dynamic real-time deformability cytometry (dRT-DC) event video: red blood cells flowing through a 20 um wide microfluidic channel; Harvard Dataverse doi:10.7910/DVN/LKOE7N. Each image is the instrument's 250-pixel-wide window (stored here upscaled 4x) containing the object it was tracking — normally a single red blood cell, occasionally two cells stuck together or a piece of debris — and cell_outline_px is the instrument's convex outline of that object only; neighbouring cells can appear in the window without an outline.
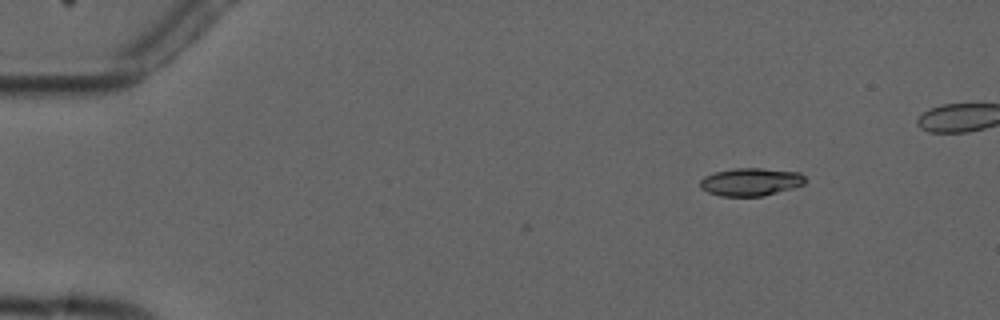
{"species": "common noctule bat (a hibernating species)", "species_latin": "Nyctalus noctula", "temperature_condition": "cold", "stored_images_in_passage": 7, "camera_frame_rate_fps": 3000, "um_per_image_px": 0.085, "animal": {"sex": "male", "forearm_length_mm": 52.5}, "frame": {"image": 1, "passage_image": 2, "time_ms": 1.0, "image_size_px": [1000, 320], "cell_outline_px": [[808, 180], [804, 184], [792, 188], [764, 196], [720, 196], [708, 192], [700, 188], [700, 180], [704, 176], [716, 172], [736, 168], [760, 168], [800, 172]], "centroid_in_image_um": [63.83, 15.46], "position_along_channel_um": 21.2, "area_um2": 17.11}}
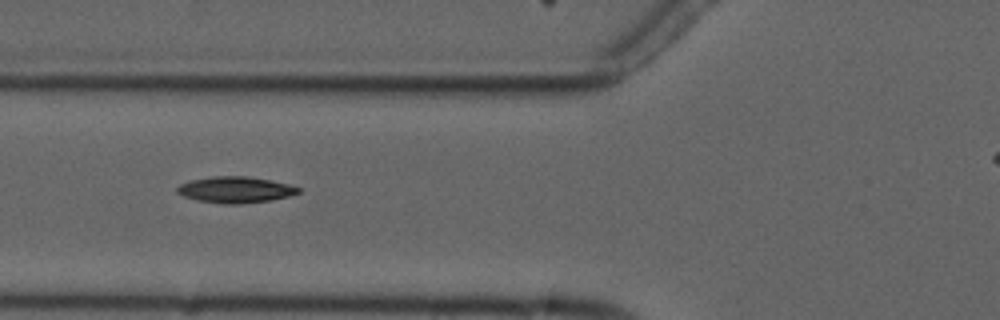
{"frame": {"image": 2, "passage_image": 6, "time_ms": 5.667, "image_size_px": [1000, 320], "cell_outline_px": [[300, 192], [288, 196], [272, 200], [240, 204], [224, 204], [196, 200], [184, 196], [176, 192], [176, 188], [180, 184], [192, 180], [212, 176], [248, 176], [288, 184], [300, 188]], "centroid_in_image_um": [19.99, 16.13], "position_along_channel_um": 105.8, "area_um2": 18.44}}
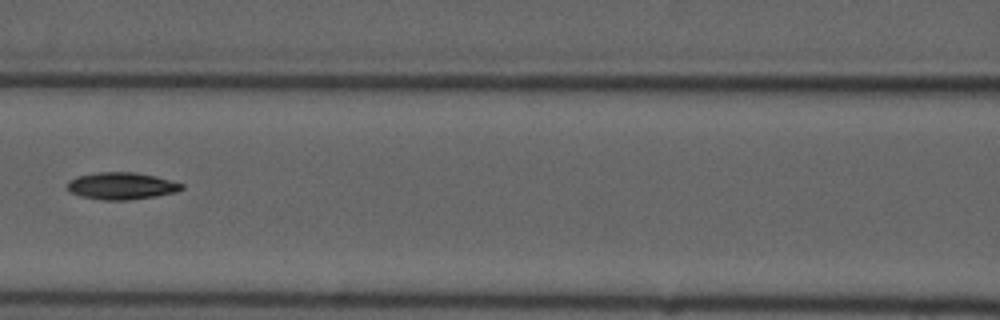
{"frame": {"image": 3, "passage_image": 7, "time_ms": 7.0, "image_size_px": [1000, 320], "cell_outline_px": [[184, 188], [176, 192], [156, 196], [128, 200], [104, 200], [80, 196], [72, 192], [68, 188], [68, 180], [76, 176], [96, 172], [136, 172], [156, 176], [184, 184]], "centroid_in_image_um": [10.34, 15.79], "position_along_channel_um": 156.3, "area_um2": 18.09}}